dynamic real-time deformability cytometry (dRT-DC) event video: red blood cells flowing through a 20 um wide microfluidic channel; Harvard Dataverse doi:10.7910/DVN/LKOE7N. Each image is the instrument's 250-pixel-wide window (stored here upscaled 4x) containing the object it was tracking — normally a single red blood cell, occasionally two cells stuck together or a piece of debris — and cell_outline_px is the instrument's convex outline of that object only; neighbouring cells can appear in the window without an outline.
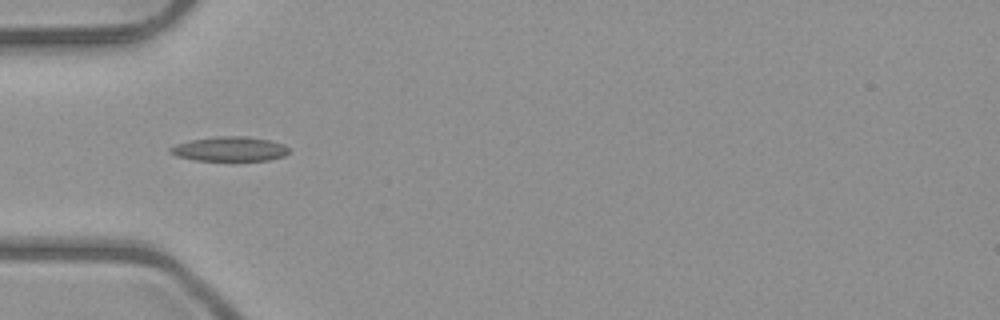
{"species": "common noctule bat (a hibernating species)", "species_latin": "Nyctalus noctula", "temperature_condition": "room temperature", "stored_images_in_passage": 6, "camera_frame_rate_fps": 3000, "um_per_image_px": 0.085, "animal": {"sex": "male", "body_mass_g": 23.1, "forearm_length_mm": 52.7}, "frame": {"image": 1, "passage_image": 4, "time_ms": 3.333, "image_size_px": [1000, 320], "cell_outline_px": [[288, 152], [284, 156], [268, 160], [196, 160], [176, 156], [168, 152], [168, 148], [176, 144], [188, 140], [216, 136], [248, 136], [272, 140], [284, 144], [288, 148]], "centroid_in_image_um": [19.5, 12.65], "position_along_channel_um": 65.5, "area_um2": 17.11}}
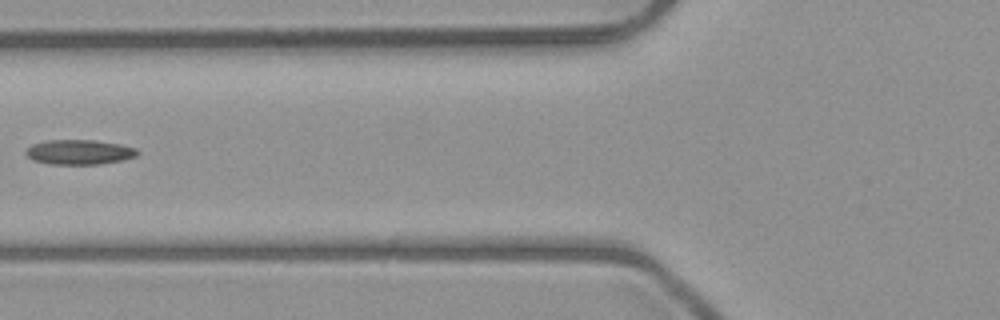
{"frame": {"image": 2, "passage_image": 5, "time_ms": 4.667, "image_size_px": [1000, 320], "cell_outline_px": [[140, 152], [136, 156], [120, 160], [100, 164], [52, 164], [32, 160], [24, 152], [32, 144], [44, 140], [92, 140], [120, 144], [136, 148]], "centroid_in_image_um": [6.72, 12.92], "position_along_channel_um": 119.1, "area_um2": 16.07}}
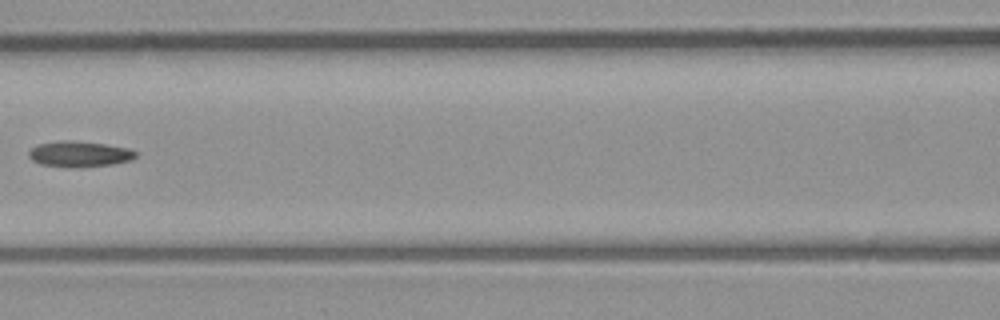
{"frame": {"image": 3, "passage_image": 6, "time_ms": 5.667, "image_size_px": [1000, 320], "cell_outline_px": [[136, 156], [132, 160], [112, 164], [80, 168], [68, 168], [40, 164], [32, 160], [28, 156], [28, 152], [36, 144], [60, 140], [72, 140], [104, 144], [128, 148], [136, 152]], "centroid_in_image_um": [6.71, 13.1], "position_along_channel_um": 159.9, "area_um2": 16.3}}